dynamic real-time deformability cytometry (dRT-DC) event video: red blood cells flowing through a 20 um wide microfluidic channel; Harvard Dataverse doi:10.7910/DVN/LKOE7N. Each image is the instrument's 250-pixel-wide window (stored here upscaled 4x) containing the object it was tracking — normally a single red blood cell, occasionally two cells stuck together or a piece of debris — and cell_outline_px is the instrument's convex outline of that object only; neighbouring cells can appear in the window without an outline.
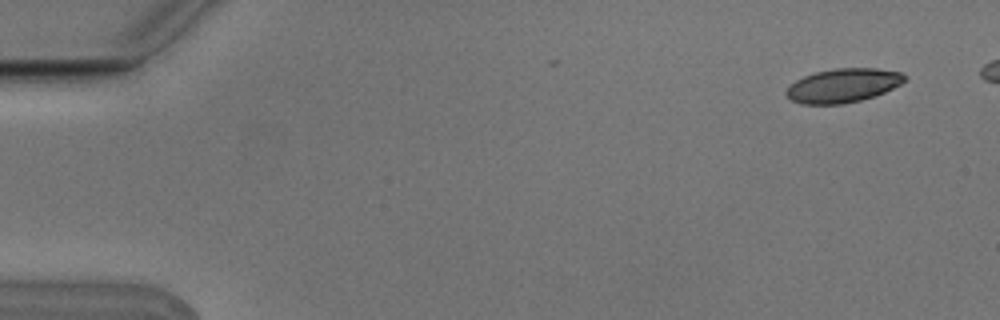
{"species": "Egyptian fruit bat (a non-hibernating species)", "species_latin": "Rousettus aegyptiacus", "temperature_condition": "cold", "stored_images_in_passage": 4, "camera_frame_rate_fps": 3000, "um_per_image_px": 0.085, "animal": {"sex": "male"}, "frame": {"image": 1, "passage_image": 1, "time_ms": 0.0, "image_size_px": [1000, 320], "cell_outline_px": [[908, 80], [876, 96], [844, 104], [800, 104], [792, 100], [784, 92], [796, 80], [804, 76], [816, 72], [836, 68], [876, 68], [900, 72], [908, 76]], "centroid_in_image_um": [71.69, 7.26], "position_along_channel_um": 13.3, "area_um2": 23.41}}